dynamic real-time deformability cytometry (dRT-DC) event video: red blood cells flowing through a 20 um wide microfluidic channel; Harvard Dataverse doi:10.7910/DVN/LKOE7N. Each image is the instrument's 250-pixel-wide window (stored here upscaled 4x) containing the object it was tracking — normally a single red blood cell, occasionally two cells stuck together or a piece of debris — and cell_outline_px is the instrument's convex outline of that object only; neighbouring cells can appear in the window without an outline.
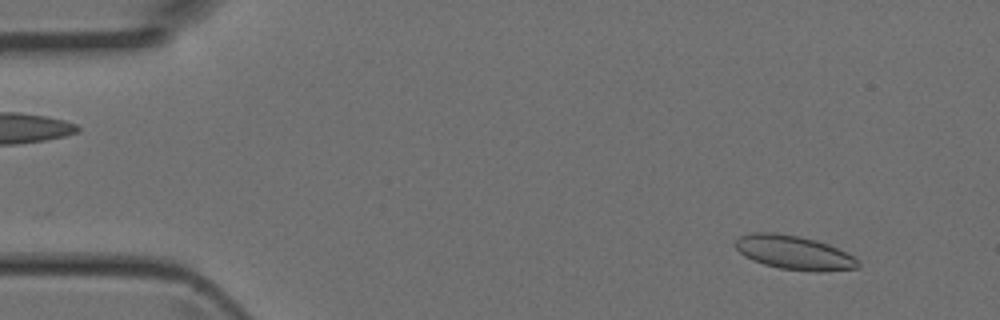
{"species": "Egyptian fruit bat (a non-hibernating species)", "species_latin": "Rousettus aegyptiacus", "temperature_condition": "room temperature", "stored_images_in_passage": 44, "camera_frame_rate_fps": 3000, "um_per_image_px": 0.085, "animal": {"sex": "female"}, "frame": {"image": 1, "passage_image": 4, "time_ms": 1.0, "image_size_px": [1000, 320], "cell_outline_px": [[860, 264], [856, 268], [824, 272], [816, 272], [780, 268], [764, 264], [752, 260], [744, 256], [732, 244], [740, 236], [752, 232], [776, 232], [800, 236], [816, 240], [828, 244], [852, 256]], "centroid_in_image_um": [67.44, 21.46], "position_along_channel_um": 17.6, "area_um2": 24.28}}
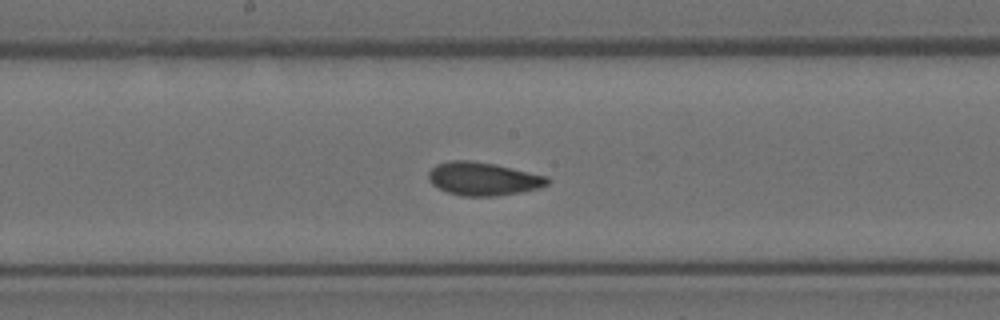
{"frame": {"image": 2, "passage_image": 23, "time_ms": 7.333, "image_size_px": [1000, 320], "cell_outline_px": [[548, 184], [540, 188], [520, 192], [496, 196], [460, 196], [448, 192], [432, 184], [428, 180], [428, 172], [436, 164], [448, 160], [472, 160], [496, 164], [548, 176]], "centroid_in_image_um": [41.06, 15.19], "position_along_channel_um": 207.1, "area_um2": 23.18}}
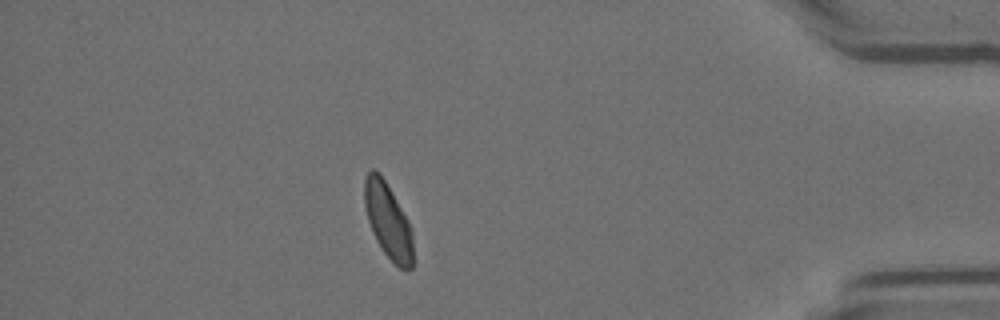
{"frame": {"image": 3, "passage_image": 39, "time_ms": 12.667, "image_size_px": [1000, 320], "cell_outline_px": [[412, 268], [400, 268], [384, 252], [376, 240], [372, 232], [368, 220], [364, 204], [364, 180], [368, 172], [372, 168], [384, 180], [408, 220], [412, 232]], "centroid_in_image_um": [32.96, 18.76], "position_along_channel_um": 402.2, "area_um2": 20.69}}